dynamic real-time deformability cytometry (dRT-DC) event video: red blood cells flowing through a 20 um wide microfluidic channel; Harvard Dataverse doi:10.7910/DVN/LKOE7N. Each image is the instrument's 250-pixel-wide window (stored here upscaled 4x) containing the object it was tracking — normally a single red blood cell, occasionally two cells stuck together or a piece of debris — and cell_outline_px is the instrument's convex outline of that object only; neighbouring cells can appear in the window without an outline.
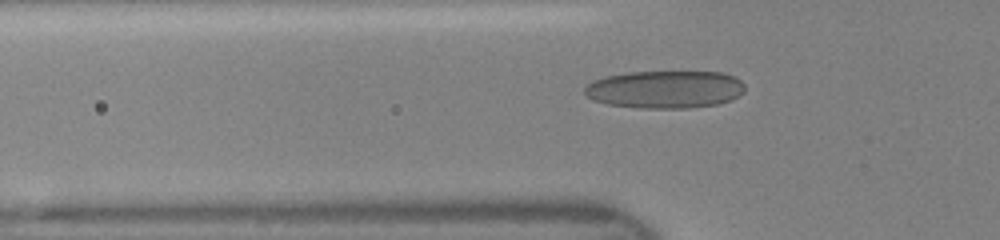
{"species": "human", "species_latin": "Homo sapiens", "temperature_condition": "room temperature", "stored_images_in_passage": 39, "camera_frame_rate_fps": 3000, "um_per_image_px": 0.085, "donor": {"sex": "female"}, "frame": {"image": 1, "passage_image": 10, "time_ms": 3.0, "image_size_px": [1000, 240], "cell_outline_px": [[744, 92], [732, 100], [716, 104], [688, 108], [640, 108], [608, 104], [592, 100], [584, 92], [584, 88], [592, 80], [604, 76], [628, 72], [720, 72], [732, 76], [740, 80], [744, 84]], "centroid_in_image_um": [56.51, 7.6], "position_along_channel_um": 69.3, "area_um2": 35.26}}
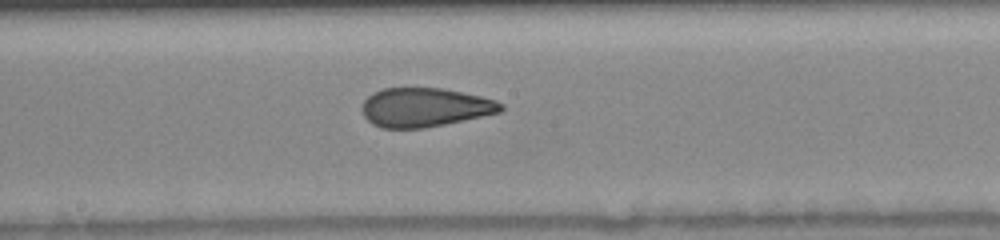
{"frame": {"image": 2, "passage_image": 20, "time_ms": 6.333, "image_size_px": [1000, 240], "cell_outline_px": [[504, 108], [500, 112], [444, 124], [424, 128], [380, 128], [372, 124], [364, 116], [360, 108], [364, 100], [372, 92], [384, 88], [444, 88], [480, 96], [496, 100], [504, 104]], "centroid_in_image_um": [36.08, 9.12], "position_along_channel_um": 212.1, "area_um2": 31.62}}
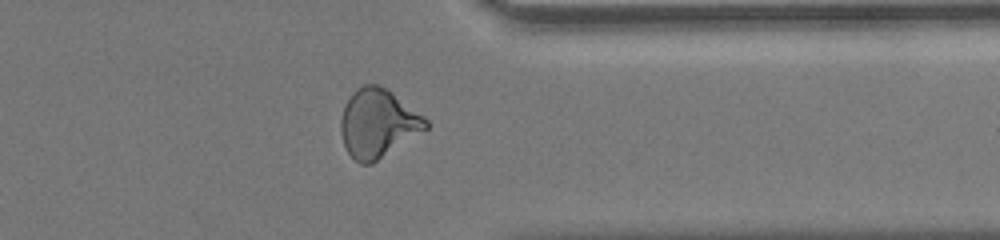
{"frame": {"image": 3, "passage_image": 32, "time_ms": 10.333, "image_size_px": [1000, 240], "cell_outline_px": [[428, 128], [372, 164], [360, 164], [348, 152], [344, 144], [340, 132], [340, 120], [344, 104], [352, 92], [356, 88], [364, 84], [376, 84], [388, 88], [424, 116], [428, 120]], "centroid_in_image_um": [32.11, 10.46], "position_along_channel_um": 379.3, "area_um2": 34.1}}